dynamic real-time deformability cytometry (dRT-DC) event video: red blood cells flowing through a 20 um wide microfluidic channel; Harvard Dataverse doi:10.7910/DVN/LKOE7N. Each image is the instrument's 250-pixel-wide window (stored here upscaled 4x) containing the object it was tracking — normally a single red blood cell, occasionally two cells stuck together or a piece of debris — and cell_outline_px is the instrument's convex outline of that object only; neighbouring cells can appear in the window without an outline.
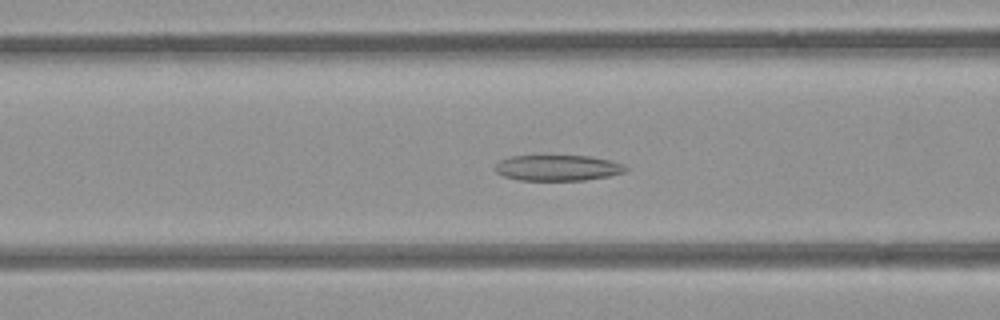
{"species": "common noctule bat (a hibernating species)", "species_latin": "Nyctalus noctula", "temperature_condition": "room temperature", "stored_images_in_passage": 42, "camera_frame_rate_fps": 3000, "um_per_image_px": 0.085, "animal": {"sex": "female", "body_mass_g": 21.9}, "frame": {"image": 1, "passage_image": 20, "time_ms": 6.333, "image_size_px": [1000, 320], "cell_outline_px": [[628, 168], [624, 172], [608, 176], [584, 180], [520, 180], [504, 176], [496, 172], [496, 164], [500, 160], [512, 156], [588, 156], [608, 160], [624, 164]], "centroid_in_image_um": [47.41, 14.27], "position_along_channel_um": 119.2, "area_um2": 19.36}}
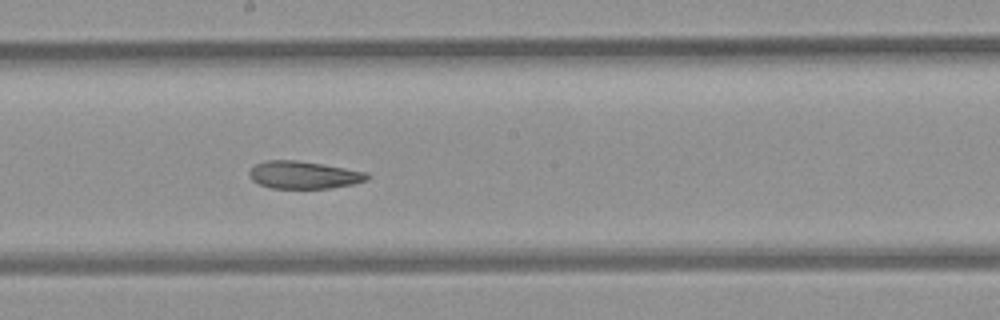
{"frame": {"image": 2, "passage_image": 28, "time_ms": 9.0, "image_size_px": [1000, 320], "cell_outline_px": [[372, 176], [368, 180], [352, 184], [332, 188], [272, 188], [260, 184], [252, 180], [248, 172], [256, 164], [268, 160], [296, 160], [368, 172]], "centroid_in_image_um": [25.85, 14.87], "position_along_channel_um": 222.3, "area_um2": 18.79}}
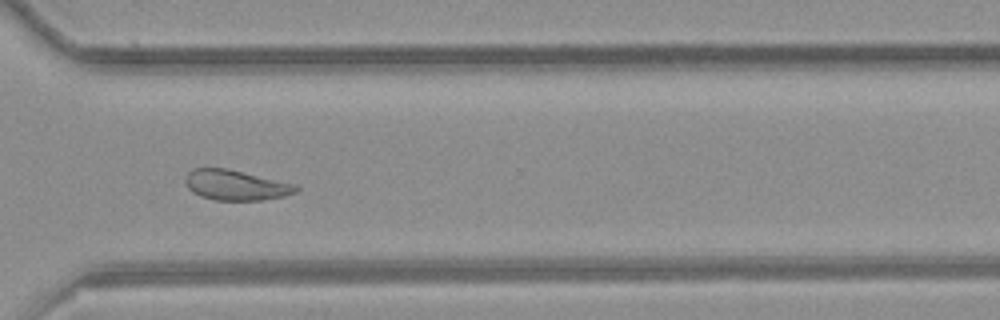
{"frame": {"image": 3, "passage_image": 38, "time_ms": 12.333, "image_size_px": [1000, 320], "cell_outline_px": [[300, 188], [296, 192], [284, 196], [260, 200], [216, 200], [200, 196], [192, 192], [184, 184], [184, 176], [192, 168], [228, 168], [296, 184]], "centroid_in_image_um": [20.01, 15.72], "position_along_channel_um": 350.6, "area_um2": 19.71}, "authors_computed_cell_mechanics": {"area_um2": 21.3571, "velocity_mm_per_s": 3.8542, "shape_relaxation_time_tau1_ms": null, "shape_relaxation_time_tau2_ms": 3.5635, "deformation_change_tau1": null, "deformation_change_tau2": 0.108}}